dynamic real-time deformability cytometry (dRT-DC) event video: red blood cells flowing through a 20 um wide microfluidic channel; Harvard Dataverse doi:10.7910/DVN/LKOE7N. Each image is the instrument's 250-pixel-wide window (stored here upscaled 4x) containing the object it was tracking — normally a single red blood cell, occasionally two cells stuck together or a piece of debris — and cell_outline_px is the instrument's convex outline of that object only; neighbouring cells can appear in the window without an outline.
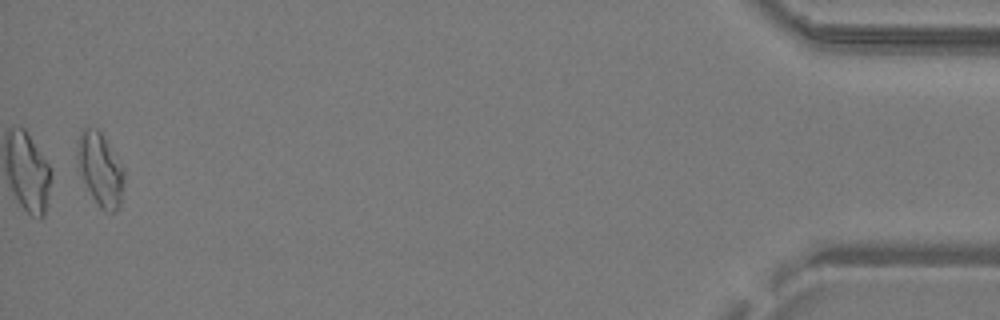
{"species": "common noctule bat (a hibernating species)", "species_latin": "Nyctalus noctula", "temperature_condition": "warm", "stored_images_in_passage": 27, "camera_frame_rate_fps": 3000, "um_per_image_px": 0.085, "animal": {"sex": "male", "body_mass_g": 19.2, "forearm_length_mm": 51.8}, "frame": {"image": 1, "passage_image": 27, "time_ms": 8.667, "image_size_px": [1000, 320], "cell_outline_px": [[124, 180], [120, 208], [116, 212], [104, 212], [100, 208], [92, 196], [80, 172], [76, 156], [76, 148], [80, 132], [84, 128], [96, 128], [100, 132], [124, 168]], "centroid_in_image_um": [8.53, 14.42], "position_along_channel_um": 426.7, "area_um2": 19.83}}